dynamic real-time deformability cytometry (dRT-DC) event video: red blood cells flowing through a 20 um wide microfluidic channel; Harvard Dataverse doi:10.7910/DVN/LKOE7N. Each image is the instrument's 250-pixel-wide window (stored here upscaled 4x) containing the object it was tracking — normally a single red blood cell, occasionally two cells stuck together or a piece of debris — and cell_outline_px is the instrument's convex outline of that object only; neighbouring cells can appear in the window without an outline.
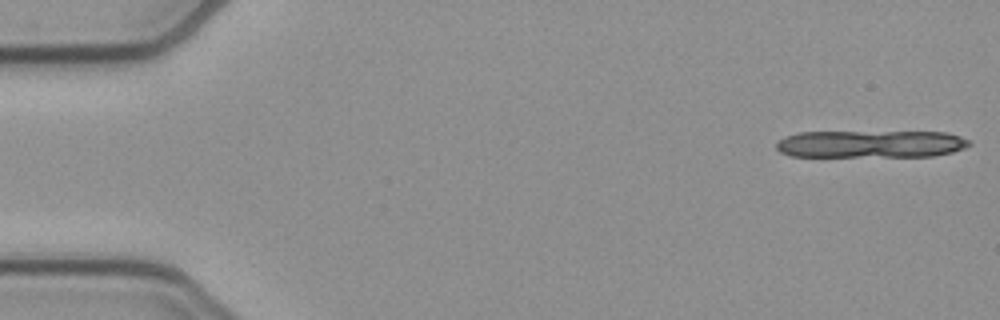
{"species": "common noctule bat (a hibernating species)", "species_latin": "Nyctalus noctula", "temperature_condition": "cold", "stored_images_in_passage": 10, "camera_frame_rate_fps": 3000, "um_per_image_px": 0.085, "animal": {"sex": "female", "body_mass_g": 21.9}, "frame": {"image": 1, "passage_image": 1, "time_ms": 0.0, "image_size_px": [1000, 320], "cell_outline_px": [[972, 144], [964, 148], [952, 152], [932, 156], [788, 156], [780, 152], [776, 148], [776, 144], [784, 136], [800, 132], [948, 132], [972, 140]], "centroid_in_image_um": [74.04, 12.23], "position_along_channel_um": 11.0, "area_um2": 30.92}}